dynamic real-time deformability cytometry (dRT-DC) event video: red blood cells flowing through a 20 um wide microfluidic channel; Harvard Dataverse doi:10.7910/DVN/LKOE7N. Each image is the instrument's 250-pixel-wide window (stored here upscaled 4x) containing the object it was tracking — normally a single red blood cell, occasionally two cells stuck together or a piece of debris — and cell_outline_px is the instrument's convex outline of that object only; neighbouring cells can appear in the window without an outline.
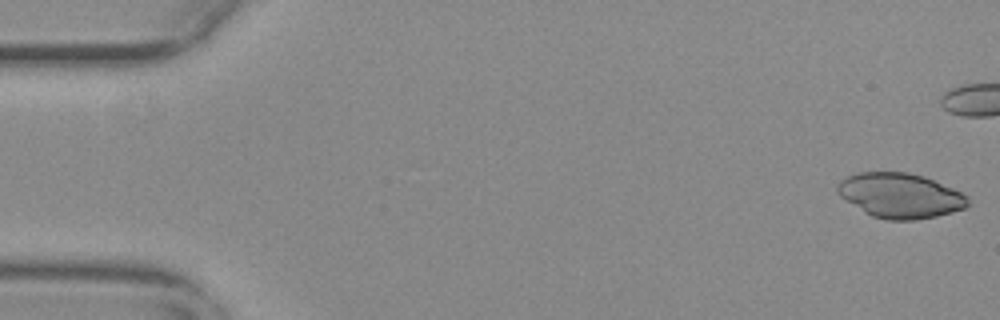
{"species": "common noctule bat (a hibernating species)", "species_latin": "Nyctalus noctula", "temperature_condition": "warm", "stored_images_in_passage": 43, "camera_frame_rate_fps": 3000, "um_per_image_px": 0.085, "animal": {"sex": "female", "body_mass_g": 29.2, "forearm_length_mm": 56.3}, "frame": {"image": 1, "passage_image": 1, "time_ms": 0.0, "image_size_px": [1000, 320], "cell_outline_px": [[968, 204], [964, 208], [952, 212], [936, 216], [916, 220], [888, 220], [872, 216], [864, 212], [840, 196], [836, 192], [836, 184], [840, 180], [848, 176], [860, 172], [908, 172], [924, 176], [952, 188], [968, 196]], "centroid_in_image_um": [76.49, 16.62], "position_along_channel_um": 8.5, "area_um2": 34.04}}